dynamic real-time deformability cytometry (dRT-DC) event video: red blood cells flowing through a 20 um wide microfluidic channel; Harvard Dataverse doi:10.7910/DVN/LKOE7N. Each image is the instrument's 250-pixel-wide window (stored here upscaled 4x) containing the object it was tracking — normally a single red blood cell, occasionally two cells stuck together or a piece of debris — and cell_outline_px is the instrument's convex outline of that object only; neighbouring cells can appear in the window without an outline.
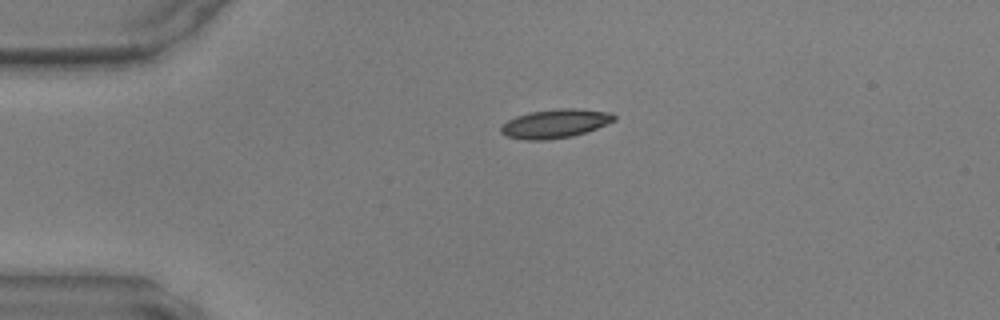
{"species": "common noctule bat (a hibernating species)", "species_latin": "Nyctalus noctula", "temperature_condition": "warm", "stored_images_in_passage": 38, "camera_frame_rate_fps": 3000, "um_per_image_px": 0.085, "animal": {"sex": "male", "body_mass_g": 17.9, "forearm_length_mm": 54.2}, "frame": {"image": 1, "passage_image": 1, "time_ms": 0.0, "image_size_px": [1000, 320], "cell_outline_px": [[616, 120], [596, 128], [572, 136], [548, 140], [524, 140], [504, 136], [500, 132], [500, 128], [508, 120], [516, 116], [532, 112], [560, 108], [576, 108], [612, 112], [616, 116]], "centroid_in_image_um": [47.19, 10.51], "position_along_channel_um": 37.8, "area_um2": 19.02}}
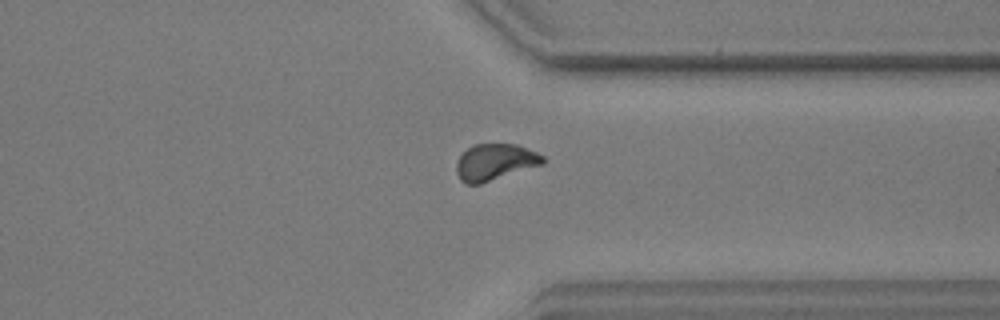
{"frame": {"image": 2, "passage_image": 27, "time_ms": 8.667, "image_size_px": [1000, 320], "cell_outline_px": [[548, 160], [544, 164], [480, 184], [464, 184], [460, 180], [456, 172], [456, 164], [460, 156], [472, 144], [516, 144], [536, 152], [544, 156]], "centroid_in_image_um": [42.09, 13.78], "position_along_channel_um": 369.3, "area_um2": 18.5}}
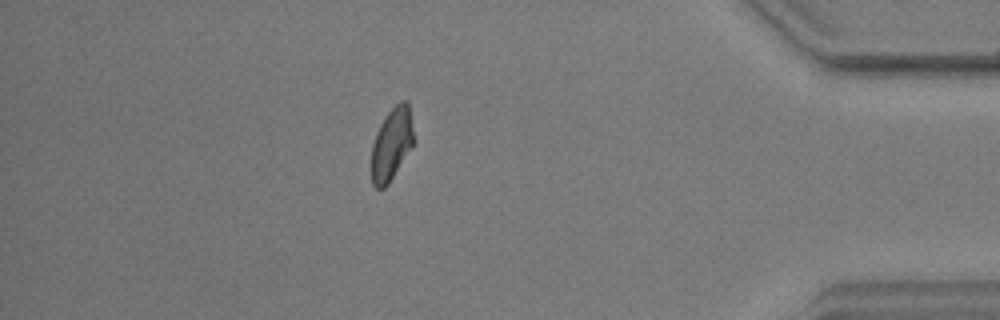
{"frame": {"image": 3, "passage_image": 32, "time_ms": 10.333, "image_size_px": [1000, 320], "cell_outline_px": [[416, 140], [388, 184], [384, 188], [376, 188], [372, 184], [372, 144], [376, 132], [380, 124], [388, 112], [400, 100], [408, 100]], "centroid_in_image_um": [33.32, 12.2], "position_along_channel_um": 401.9, "area_um2": 17.98}}